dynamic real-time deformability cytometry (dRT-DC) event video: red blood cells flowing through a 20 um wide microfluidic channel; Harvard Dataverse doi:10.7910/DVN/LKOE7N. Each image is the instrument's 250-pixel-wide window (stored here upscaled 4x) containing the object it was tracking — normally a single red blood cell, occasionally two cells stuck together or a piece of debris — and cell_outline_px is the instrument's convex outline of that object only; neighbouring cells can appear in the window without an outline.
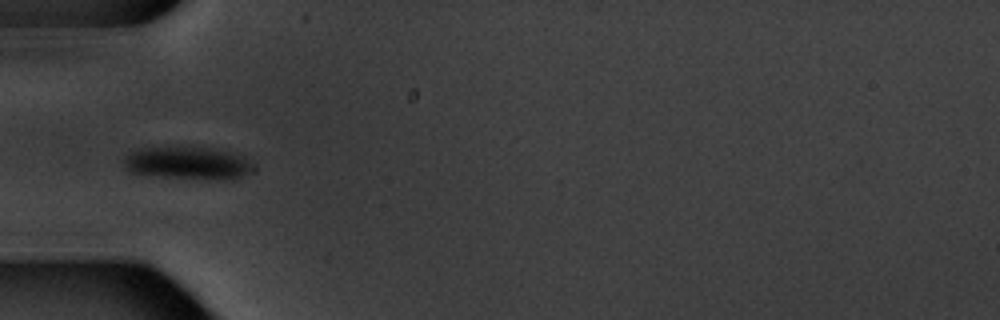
{"species": "common noctule bat (a hibernating species)", "species_latin": "Nyctalus noctula", "temperature_condition": "warm", "stored_images_in_passage": 7, "camera_frame_rate_fps": 3000, "um_per_image_px": 0.085, "animal": {"sex": "male", "body_mass_g": 20.1, "forearm_length_mm": 53.5}, "frame": {"image": 1, "passage_image": 5, "time_ms": 5.0, "image_size_px": [1000, 320], "cell_outline_px": [[248, 168], [240, 176], [232, 180], [208, 180], [164, 176], [132, 172], [124, 168], [124, 156], [140, 148], [212, 148], [228, 152], [240, 156], [248, 164]], "centroid_in_image_um": [15.85, 13.88], "position_along_channel_um": 69.1, "area_um2": 23.58}}
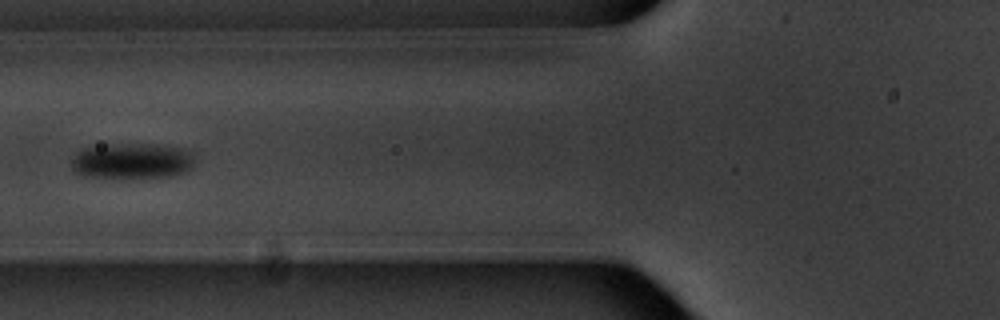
{"frame": {"image": 2, "passage_image": 6, "time_ms": 6.333, "image_size_px": [1000, 320], "cell_outline_px": [[192, 168], [188, 172], [172, 176], [124, 180], [120, 180], [84, 176], [72, 172], [72, 160], [76, 152], [80, 148], [108, 144], [156, 144], [188, 148], [192, 152]], "centroid_in_image_um": [11.21, 13.71], "position_along_channel_um": 114.6, "area_um2": 26.93}}